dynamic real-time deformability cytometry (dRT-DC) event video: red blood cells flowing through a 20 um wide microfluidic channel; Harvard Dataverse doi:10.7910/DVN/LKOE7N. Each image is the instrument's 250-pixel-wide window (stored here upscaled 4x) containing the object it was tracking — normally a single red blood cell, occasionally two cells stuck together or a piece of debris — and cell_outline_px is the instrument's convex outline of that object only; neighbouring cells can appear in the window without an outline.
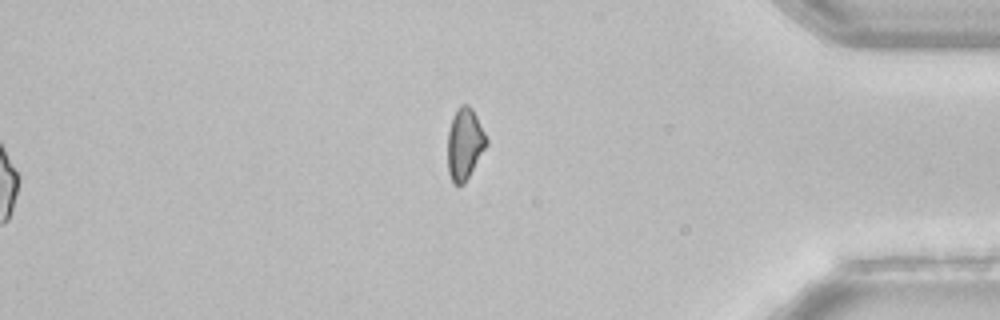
{"species": "common noctule bat (a hibernating species)", "species_latin": "Nyctalus noctula", "temperature_condition": "room temperature", "stored_images_in_passage": 54, "camera_frame_rate_fps": 3000, "um_per_image_px": 0.085, "animal": {"sex": "female", "body_mass_g": 22.7, "forearm_length_mm": 54.2}, "frame": {"image": 1, "passage_image": 54, "time_ms": 17.667, "image_size_px": [1000, 320], "cell_outline_px": [[488, 144], [464, 184], [452, 184], [448, 172], [448, 132], [452, 116], [456, 108], [460, 104], [468, 104], [472, 108], [488, 140]], "centroid_in_image_um": [39.48, 12.22], "position_along_channel_um": 395.7, "area_um2": 16.24}, "authors_computed_cell_mechanics": {"area_um2": 19.4497, "velocity_mm_per_s": 3.8755, "shape_relaxation_time_tau1_ms": 7.4539, "shape_relaxation_time_tau2_ms": null, "deformation_change_tau1": 0.1248, "deformation_change_tau2": null}}